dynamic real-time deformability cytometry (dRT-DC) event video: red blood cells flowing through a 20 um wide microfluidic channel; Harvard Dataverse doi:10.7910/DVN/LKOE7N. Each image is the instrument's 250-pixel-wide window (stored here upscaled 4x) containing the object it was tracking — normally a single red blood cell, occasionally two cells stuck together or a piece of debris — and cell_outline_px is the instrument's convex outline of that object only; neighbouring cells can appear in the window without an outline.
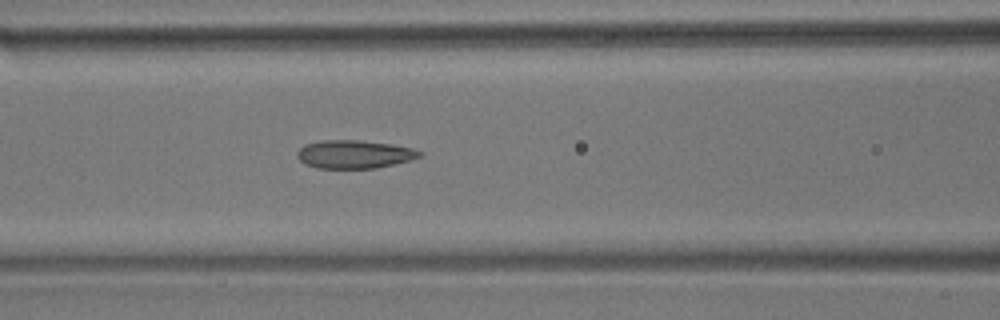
{"species": "common noctule bat (a hibernating species)", "species_latin": "Nyctalus noctula", "temperature_condition": "room temperature", "stored_images_in_passage": 7, "camera_frame_rate_fps": 3000, "um_per_image_px": 0.085, "animal": {"sex": "male", "body_mass_g": 17.9}, "frame": {"image": 1, "passage_image": 7, "time_ms": 7.0, "image_size_px": [1000, 320], "cell_outline_px": [[424, 152], [420, 156], [412, 160], [376, 168], [316, 168], [304, 164], [296, 156], [296, 152], [304, 144], [320, 140], [360, 140], [392, 144], [412, 148]], "centroid_in_image_um": [30.1, 13.11], "position_along_channel_um": 136.5, "area_um2": 20.35}}